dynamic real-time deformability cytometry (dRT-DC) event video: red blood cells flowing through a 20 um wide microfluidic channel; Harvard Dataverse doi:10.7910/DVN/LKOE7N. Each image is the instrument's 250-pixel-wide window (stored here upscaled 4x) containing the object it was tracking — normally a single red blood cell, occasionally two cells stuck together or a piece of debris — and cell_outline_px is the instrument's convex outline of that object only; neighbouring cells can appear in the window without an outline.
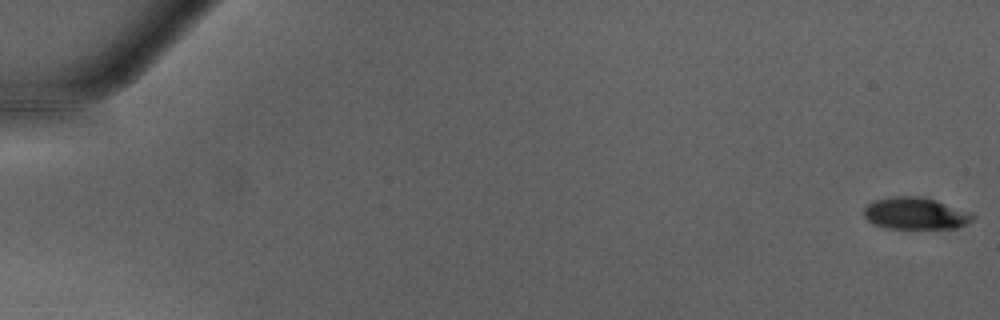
{"species": "Egyptian fruit bat (a non-hibernating species)", "species_latin": "Rousettus aegyptiacus", "temperature_condition": "warm", "stored_images_in_passage": 49, "camera_frame_rate_fps": 3000, "um_per_image_px": 0.085, "animal": {"sex": "male"}, "frame": {"image": 1, "passage_image": 1, "time_ms": 0.0, "image_size_px": [1000, 320], "cell_outline_px": [[976, 216], [972, 220], [956, 228], [884, 228], [868, 220], [864, 216], [864, 208], [872, 200], [892, 196], [920, 196], [936, 200], [972, 212]], "centroid_in_image_um": [77.81, 18.12], "position_along_channel_um": 7.2, "area_um2": 20.29}}
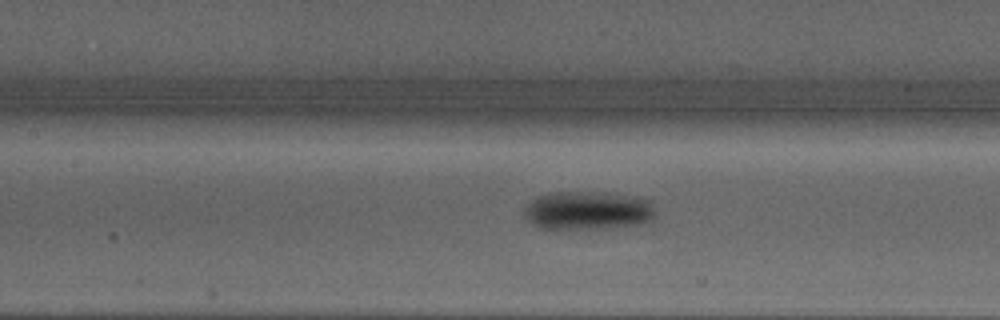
{"frame": {"image": 2, "passage_image": 24, "time_ms": 7.667, "image_size_px": [1000, 320], "cell_outline_px": [[656, 216], [652, 220], [640, 224], [600, 228], [540, 228], [532, 224], [524, 216], [524, 208], [532, 200], [540, 196], [552, 192], [604, 192], [652, 200], [656, 212]], "centroid_in_image_um": [50.0, 17.89], "position_along_channel_um": 157.4, "area_um2": 29.36}}
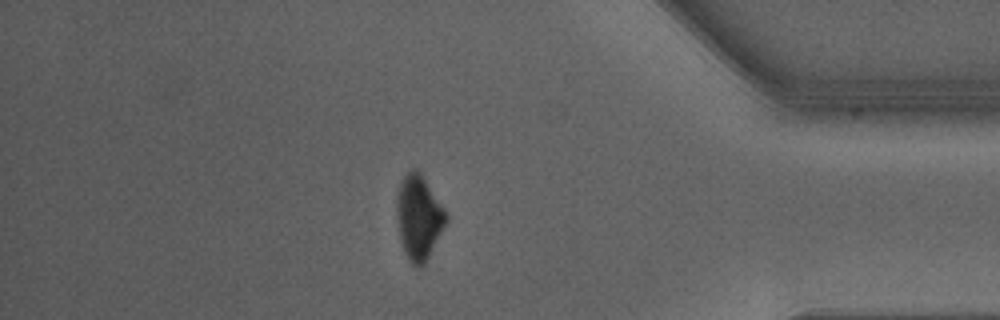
{"frame": {"image": 3, "passage_image": 43, "time_ms": 14.0, "image_size_px": [1000, 320], "cell_outline_px": [[448, 220], [424, 264], [420, 268], [416, 268], [408, 260], [404, 252], [400, 240], [396, 216], [396, 196], [400, 180], [412, 168], [416, 168], [420, 172], [444, 208], [448, 216]], "centroid_in_image_um": [35.57, 18.47], "position_along_channel_um": 399.6, "area_um2": 24.39}, "authors_computed_cell_mechanics": {"area_um2": 24.854, "velocity_mm_per_s": 4.2973, "shape_relaxation_time_tau1_ms": 2.2116, "shape_relaxation_time_tau2_ms": null, "deformation_change_tau1": 0.1352, "deformation_change_tau2": null}}